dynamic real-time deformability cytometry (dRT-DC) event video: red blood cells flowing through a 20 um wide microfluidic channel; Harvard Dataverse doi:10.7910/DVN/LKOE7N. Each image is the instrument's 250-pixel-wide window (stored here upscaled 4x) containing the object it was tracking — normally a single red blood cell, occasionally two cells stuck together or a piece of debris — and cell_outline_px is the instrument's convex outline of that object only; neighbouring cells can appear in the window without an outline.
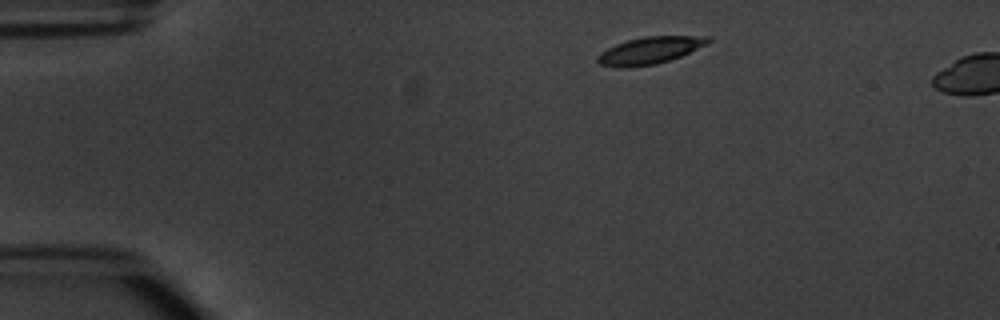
{"species": "common noctule bat (a hibernating species)", "species_latin": "Nyctalus noctula", "temperature_condition": "warm", "stored_images_in_passage": 2, "camera_frame_rate_fps": 3000, "um_per_image_px": 0.085, "animal": {"sex": "male", "body_mass_g": 20.1, "forearm_length_mm": 53.5}, "frame": {"image": 1, "passage_image": 1, "time_ms": 0.0, "image_size_px": [1000, 320], "cell_outline_px": [[712, 40], [708, 44], [680, 56], [656, 64], [600, 64], [596, 60], [596, 56], [600, 52], [616, 44], [628, 40], [644, 36], [712, 36]], "centroid_in_image_um": [55.34, 4.21], "position_along_channel_um": 29.7, "area_um2": 16.59}}